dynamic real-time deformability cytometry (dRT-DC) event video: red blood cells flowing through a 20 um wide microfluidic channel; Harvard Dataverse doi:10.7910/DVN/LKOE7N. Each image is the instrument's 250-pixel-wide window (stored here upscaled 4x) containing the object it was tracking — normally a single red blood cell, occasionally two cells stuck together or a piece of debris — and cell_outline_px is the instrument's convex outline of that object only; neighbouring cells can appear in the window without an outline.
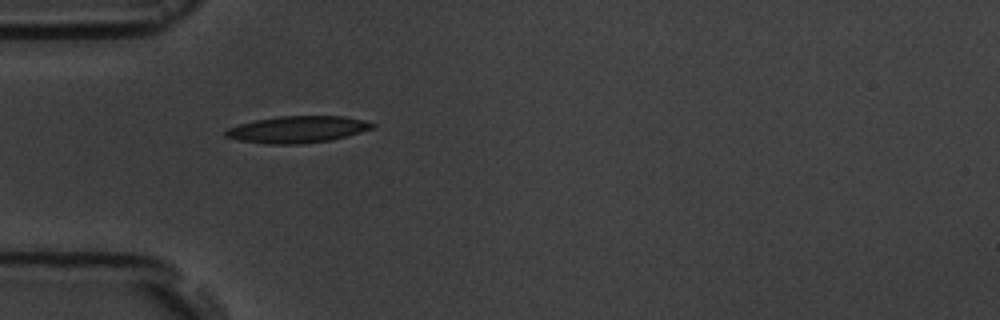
{"species": "common noctule bat (a hibernating species)", "species_latin": "Nyctalus noctula", "temperature_condition": "room temperature", "stored_images_in_passage": 2, "camera_frame_rate_fps": 3000, "um_per_image_px": 0.085, "animal": {"sex": "male", "body_mass_g": 19.5, "forearm_length_mm": 54.6}, "frame": {"image": 1, "passage_image": 1, "time_ms": 0.0, "image_size_px": [1000, 320], "cell_outline_px": [[376, 128], [348, 136], [328, 140], [296, 144], [268, 144], [240, 140], [224, 136], [224, 132], [228, 128], [240, 124], [256, 120], [280, 116], [344, 116], [364, 120], [376, 124]], "centroid_in_image_um": [25.33, 10.99], "position_along_channel_um": 59.7, "area_um2": 22.77}}
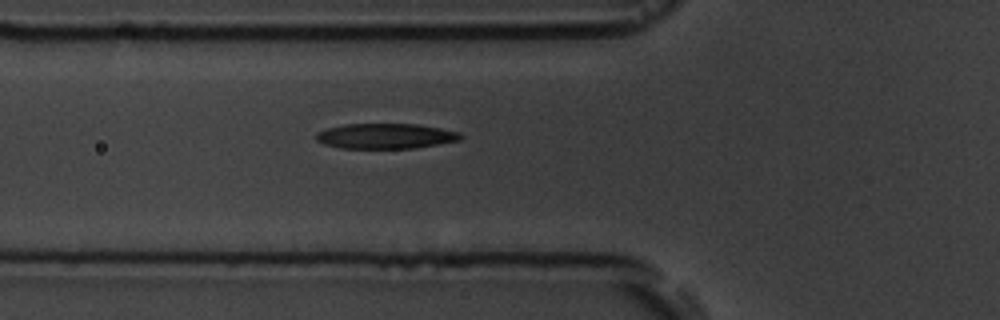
{"frame": {"image": 2, "passage_image": 2, "time_ms": 1.0, "image_size_px": [1000, 320], "cell_outline_px": [[464, 136], [460, 140], [412, 148], [340, 148], [324, 144], [316, 140], [316, 132], [324, 128], [344, 124], [416, 124], [440, 128], [460, 132]], "centroid_in_image_um": [32.73, 11.56], "position_along_channel_um": 93.1, "area_um2": 21.27}}